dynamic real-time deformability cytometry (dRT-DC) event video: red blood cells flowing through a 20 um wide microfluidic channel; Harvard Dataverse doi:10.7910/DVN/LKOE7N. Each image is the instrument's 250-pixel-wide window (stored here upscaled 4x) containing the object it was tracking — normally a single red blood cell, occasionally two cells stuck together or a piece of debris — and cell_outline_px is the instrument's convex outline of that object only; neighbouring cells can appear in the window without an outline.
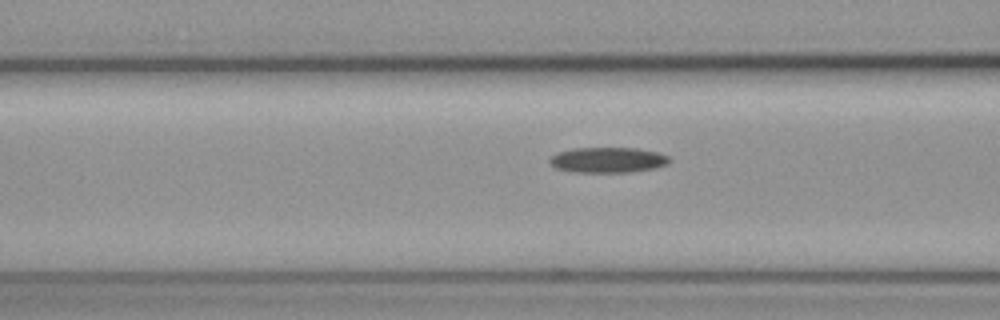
{"species": "common noctule bat (a hibernating species)", "species_latin": "Nyctalus noctula", "temperature_condition": "cold", "stored_images_in_passage": 6, "camera_frame_rate_fps": 3000, "um_per_image_px": 0.085, "animal": {"sex": "female", "body_mass_g": 19.3, "forearm_length_mm": 54.1}, "frame": {"image": 1, "passage_image": 6, "time_ms": 1.667, "image_size_px": [1000, 320], "cell_outline_px": [[672, 160], [668, 164], [656, 168], [628, 172], [576, 172], [556, 168], [548, 160], [556, 152], [572, 148], [636, 148], [656, 152], [668, 156]], "centroid_in_image_um": [51.67, 13.59], "position_along_channel_um": 114.9, "area_um2": 17.74}}